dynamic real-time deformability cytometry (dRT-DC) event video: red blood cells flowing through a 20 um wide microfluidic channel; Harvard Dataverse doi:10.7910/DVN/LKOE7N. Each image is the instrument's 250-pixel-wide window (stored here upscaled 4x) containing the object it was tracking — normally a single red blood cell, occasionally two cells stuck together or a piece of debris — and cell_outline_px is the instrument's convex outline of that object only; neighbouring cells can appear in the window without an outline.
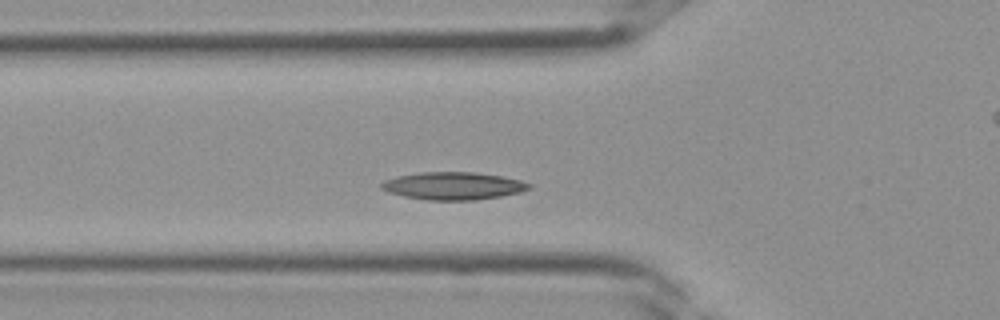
{"species": "Egyptian fruit bat (a non-hibernating species)", "species_latin": "Rousettus aegyptiacus", "temperature_condition": "room temperature", "stored_images_in_passage": 29, "camera_frame_rate_fps": 3000, "um_per_image_px": 0.085, "frame": {"image": 1, "passage_image": 4, "time_ms": 1.0, "image_size_px": [1000, 320], "cell_outline_px": [[532, 188], [520, 192], [500, 196], [476, 200], [428, 200], [404, 196], [388, 192], [380, 188], [380, 184], [384, 180], [396, 176], [420, 172], [476, 172], [500, 176], [520, 180], [532, 184]], "centroid_in_image_um": [38.51, 15.79], "position_along_channel_um": 87.3, "area_um2": 23.81}}
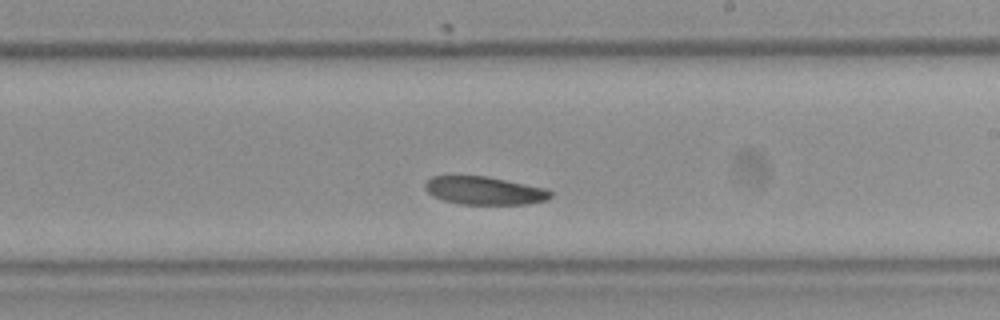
{"frame": {"image": 2, "passage_image": 13, "time_ms": 4.0, "image_size_px": [1000, 320], "cell_outline_px": [[552, 196], [544, 200], [524, 204], [460, 204], [444, 200], [432, 196], [424, 188], [424, 184], [432, 176], [488, 176], [544, 188], [552, 192]], "centroid_in_image_um": [41.13, 16.2], "position_along_channel_um": 247.9, "area_um2": 20.35}}
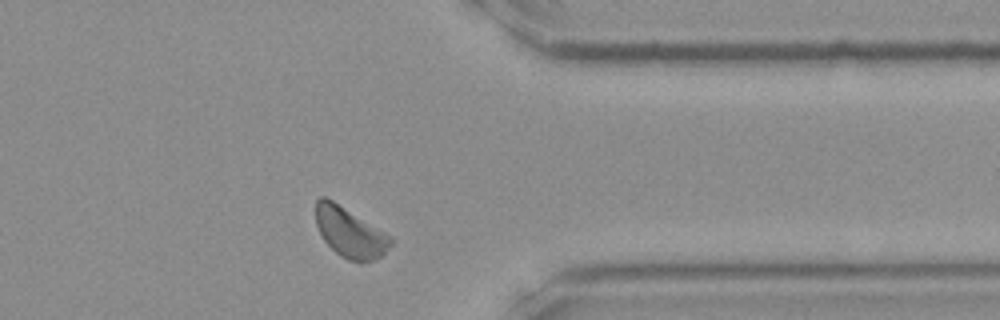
{"frame": {"image": 3, "passage_image": 21, "time_ms": 6.667, "image_size_px": [1000, 320], "cell_outline_px": [[392, 244], [384, 256], [360, 264], [348, 260], [340, 256], [324, 240], [316, 224], [316, 200], [320, 196], [324, 196], [332, 200], [392, 236]], "centroid_in_image_um": [29.77, 19.79], "position_along_channel_um": 381.6, "area_um2": 21.91}}